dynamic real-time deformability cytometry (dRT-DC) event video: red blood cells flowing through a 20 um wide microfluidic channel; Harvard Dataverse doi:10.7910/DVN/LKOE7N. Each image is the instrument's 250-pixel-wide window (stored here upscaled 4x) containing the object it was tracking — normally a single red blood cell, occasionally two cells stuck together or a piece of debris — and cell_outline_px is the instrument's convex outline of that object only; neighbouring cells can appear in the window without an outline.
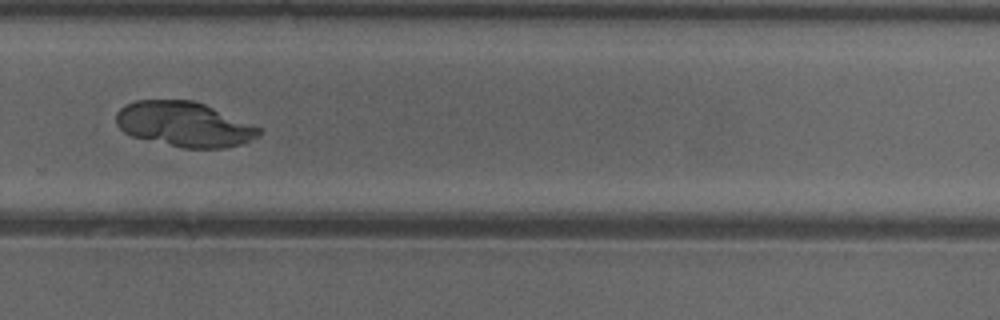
{"species": "common noctule bat (a hibernating species)", "species_latin": "Nyctalus noctula", "temperature_condition": "cold", "stored_images_in_passage": 37, "camera_frame_rate_fps": 3000, "um_per_image_px": 0.085, "animal": {"sex": "female"}, "frame": {"image": 1, "passage_image": 21, "time_ms": 6.667, "image_size_px": [1000, 320], "cell_outline_px": [[260, 136], [240, 144], [224, 148], [184, 148], [132, 136], [124, 132], [116, 124], [116, 112], [124, 104], [136, 100], [196, 100], [260, 128]], "centroid_in_image_um": [15.63, 10.55], "position_along_channel_um": 314.2, "area_um2": 37.22}}